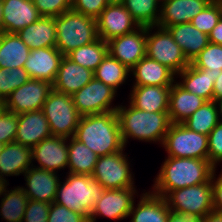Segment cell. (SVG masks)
Listing matches in <instances>:
<instances>
[{"label":"cell","mask_w":222,"mask_h":222,"mask_svg":"<svg viewBox=\"0 0 222 222\" xmlns=\"http://www.w3.org/2000/svg\"><path fill=\"white\" fill-rule=\"evenodd\" d=\"M134 205L128 215H133L131 222H167L171 211L166 199L152 191L143 193L136 208Z\"/></svg>","instance_id":"4316f807"},{"label":"cell","mask_w":222,"mask_h":222,"mask_svg":"<svg viewBox=\"0 0 222 222\" xmlns=\"http://www.w3.org/2000/svg\"><path fill=\"white\" fill-rule=\"evenodd\" d=\"M168 207L175 213H195L201 218L213 211L211 179L199 185L170 191L165 197Z\"/></svg>","instance_id":"9c48e42d"},{"label":"cell","mask_w":222,"mask_h":222,"mask_svg":"<svg viewBox=\"0 0 222 222\" xmlns=\"http://www.w3.org/2000/svg\"><path fill=\"white\" fill-rule=\"evenodd\" d=\"M182 82H177L185 90L202 97L206 101H213L214 82L218 78L209 69H198L189 64L177 76Z\"/></svg>","instance_id":"f546056e"},{"label":"cell","mask_w":222,"mask_h":222,"mask_svg":"<svg viewBox=\"0 0 222 222\" xmlns=\"http://www.w3.org/2000/svg\"><path fill=\"white\" fill-rule=\"evenodd\" d=\"M31 166V148L17 142L4 145L0 154V177L19 176L24 174Z\"/></svg>","instance_id":"484cf974"},{"label":"cell","mask_w":222,"mask_h":222,"mask_svg":"<svg viewBox=\"0 0 222 222\" xmlns=\"http://www.w3.org/2000/svg\"><path fill=\"white\" fill-rule=\"evenodd\" d=\"M53 86L45 80L30 79L14 90L5 100L6 110L18 115L42 110Z\"/></svg>","instance_id":"7c38bea8"},{"label":"cell","mask_w":222,"mask_h":222,"mask_svg":"<svg viewBox=\"0 0 222 222\" xmlns=\"http://www.w3.org/2000/svg\"><path fill=\"white\" fill-rule=\"evenodd\" d=\"M17 34L30 50L55 47V17H40Z\"/></svg>","instance_id":"83f0119b"},{"label":"cell","mask_w":222,"mask_h":222,"mask_svg":"<svg viewBox=\"0 0 222 222\" xmlns=\"http://www.w3.org/2000/svg\"><path fill=\"white\" fill-rule=\"evenodd\" d=\"M50 136H52V133L49 123L42 110L18 114L15 142L32 149Z\"/></svg>","instance_id":"ffe728a7"},{"label":"cell","mask_w":222,"mask_h":222,"mask_svg":"<svg viewBox=\"0 0 222 222\" xmlns=\"http://www.w3.org/2000/svg\"><path fill=\"white\" fill-rule=\"evenodd\" d=\"M215 171L216 169L214 168L211 176L213 211L222 214V172L218 178H216Z\"/></svg>","instance_id":"7dc6e473"},{"label":"cell","mask_w":222,"mask_h":222,"mask_svg":"<svg viewBox=\"0 0 222 222\" xmlns=\"http://www.w3.org/2000/svg\"><path fill=\"white\" fill-rule=\"evenodd\" d=\"M190 64L198 69H209L210 73L219 76L222 71V45L209 42Z\"/></svg>","instance_id":"74e56055"},{"label":"cell","mask_w":222,"mask_h":222,"mask_svg":"<svg viewBox=\"0 0 222 222\" xmlns=\"http://www.w3.org/2000/svg\"><path fill=\"white\" fill-rule=\"evenodd\" d=\"M167 29L190 63L209 43V36L190 22L170 26Z\"/></svg>","instance_id":"f1b7e54d"},{"label":"cell","mask_w":222,"mask_h":222,"mask_svg":"<svg viewBox=\"0 0 222 222\" xmlns=\"http://www.w3.org/2000/svg\"><path fill=\"white\" fill-rule=\"evenodd\" d=\"M222 17V7L218 3H209L192 20L191 24L201 32L209 35Z\"/></svg>","instance_id":"ab89813d"},{"label":"cell","mask_w":222,"mask_h":222,"mask_svg":"<svg viewBox=\"0 0 222 222\" xmlns=\"http://www.w3.org/2000/svg\"><path fill=\"white\" fill-rule=\"evenodd\" d=\"M18 126V115L5 110L0 115V143L6 145L15 141Z\"/></svg>","instance_id":"7bdbcfd3"},{"label":"cell","mask_w":222,"mask_h":222,"mask_svg":"<svg viewBox=\"0 0 222 222\" xmlns=\"http://www.w3.org/2000/svg\"><path fill=\"white\" fill-rule=\"evenodd\" d=\"M30 80L27 71L21 68H0V99L7 97L17 88Z\"/></svg>","instance_id":"f35d334b"},{"label":"cell","mask_w":222,"mask_h":222,"mask_svg":"<svg viewBox=\"0 0 222 222\" xmlns=\"http://www.w3.org/2000/svg\"><path fill=\"white\" fill-rule=\"evenodd\" d=\"M210 3H218L221 4L222 0H209Z\"/></svg>","instance_id":"680465c9"},{"label":"cell","mask_w":222,"mask_h":222,"mask_svg":"<svg viewBox=\"0 0 222 222\" xmlns=\"http://www.w3.org/2000/svg\"><path fill=\"white\" fill-rule=\"evenodd\" d=\"M135 77L133 87L172 86L176 76L169 68L144 56L131 70Z\"/></svg>","instance_id":"603a6c76"},{"label":"cell","mask_w":222,"mask_h":222,"mask_svg":"<svg viewBox=\"0 0 222 222\" xmlns=\"http://www.w3.org/2000/svg\"><path fill=\"white\" fill-rule=\"evenodd\" d=\"M96 21L98 37L106 42L140 27L122 3L108 4Z\"/></svg>","instance_id":"9a60e30c"},{"label":"cell","mask_w":222,"mask_h":222,"mask_svg":"<svg viewBox=\"0 0 222 222\" xmlns=\"http://www.w3.org/2000/svg\"><path fill=\"white\" fill-rule=\"evenodd\" d=\"M217 110H218V117H219V123H222V99L215 101ZM221 117V119H220Z\"/></svg>","instance_id":"f5cc1de1"},{"label":"cell","mask_w":222,"mask_h":222,"mask_svg":"<svg viewBox=\"0 0 222 222\" xmlns=\"http://www.w3.org/2000/svg\"><path fill=\"white\" fill-rule=\"evenodd\" d=\"M51 203L28 200L22 222H47Z\"/></svg>","instance_id":"f6af8a7d"},{"label":"cell","mask_w":222,"mask_h":222,"mask_svg":"<svg viewBox=\"0 0 222 222\" xmlns=\"http://www.w3.org/2000/svg\"><path fill=\"white\" fill-rule=\"evenodd\" d=\"M40 17L33 0H2L4 32L18 33Z\"/></svg>","instance_id":"44dd1931"},{"label":"cell","mask_w":222,"mask_h":222,"mask_svg":"<svg viewBox=\"0 0 222 222\" xmlns=\"http://www.w3.org/2000/svg\"><path fill=\"white\" fill-rule=\"evenodd\" d=\"M41 17H57L72 9V0H33Z\"/></svg>","instance_id":"60d3db41"},{"label":"cell","mask_w":222,"mask_h":222,"mask_svg":"<svg viewBox=\"0 0 222 222\" xmlns=\"http://www.w3.org/2000/svg\"><path fill=\"white\" fill-rule=\"evenodd\" d=\"M94 78L93 72L63 56L59 65L53 89L73 95Z\"/></svg>","instance_id":"7402d4cb"},{"label":"cell","mask_w":222,"mask_h":222,"mask_svg":"<svg viewBox=\"0 0 222 222\" xmlns=\"http://www.w3.org/2000/svg\"><path fill=\"white\" fill-rule=\"evenodd\" d=\"M47 222H89L88 215L69 210L63 205L51 203Z\"/></svg>","instance_id":"b9f144b4"},{"label":"cell","mask_w":222,"mask_h":222,"mask_svg":"<svg viewBox=\"0 0 222 222\" xmlns=\"http://www.w3.org/2000/svg\"><path fill=\"white\" fill-rule=\"evenodd\" d=\"M162 146L168 157L208 159V136L189 130L182 123H172Z\"/></svg>","instance_id":"ba28073f"},{"label":"cell","mask_w":222,"mask_h":222,"mask_svg":"<svg viewBox=\"0 0 222 222\" xmlns=\"http://www.w3.org/2000/svg\"><path fill=\"white\" fill-rule=\"evenodd\" d=\"M68 140L69 173L92 175L98 159L97 154L74 137L68 138Z\"/></svg>","instance_id":"1f68e13d"},{"label":"cell","mask_w":222,"mask_h":222,"mask_svg":"<svg viewBox=\"0 0 222 222\" xmlns=\"http://www.w3.org/2000/svg\"><path fill=\"white\" fill-rule=\"evenodd\" d=\"M137 191L135 187L125 189H105L100 200L96 201L89 214V222L97 217L123 220L128 217L134 204Z\"/></svg>","instance_id":"4fadbf2b"},{"label":"cell","mask_w":222,"mask_h":222,"mask_svg":"<svg viewBox=\"0 0 222 222\" xmlns=\"http://www.w3.org/2000/svg\"><path fill=\"white\" fill-rule=\"evenodd\" d=\"M108 4H120L123 0H106Z\"/></svg>","instance_id":"6f0895ef"},{"label":"cell","mask_w":222,"mask_h":222,"mask_svg":"<svg viewBox=\"0 0 222 222\" xmlns=\"http://www.w3.org/2000/svg\"><path fill=\"white\" fill-rule=\"evenodd\" d=\"M208 161L215 168L222 161V123H218L208 135Z\"/></svg>","instance_id":"ee69618b"},{"label":"cell","mask_w":222,"mask_h":222,"mask_svg":"<svg viewBox=\"0 0 222 222\" xmlns=\"http://www.w3.org/2000/svg\"><path fill=\"white\" fill-rule=\"evenodd\" d=\"M206 102L174 82L170 88L168 115L171 123H183Z\"/></svg>","instance_id":"d4e9b609"},{"label":"cell","mask_w":222,"mask_h":222,"mask_svg":"<svg viewBox=\"0 0 222 222\" xmlns=\"http://www.w3.org/2000/svg\"><path fill=\"white\" fill-rule=\"evenodd\" d=\"M208 36L209 42L222 45V17Z\"/></svg>","instance_id":"681fc988"},{"label":"cell","mask_w":222,"mask_h":222,"mask_svg":"<svg viewBox=\"0 0 222 222\" xmlns=\"http://www.w3.org/2000/svg\"><path fill=\"white\" fill-rule=\"evenodd\" d=\"M104 190L91 175L68 173L66 180L59 182L54 202L89 216L95 202L102 198Z\"/></svg>","instance_id":"5b68a950"},{"label":"cell","mask_w":222,"mask_h":222,"mask_svg":"<svg viewBox=\"0 0 222 222\" xmlns=\"http://www.w3.org/2000/svg\"><path fill=\"white\" fill-rule=\"evenodd\" d=\"M6 189L0 202V216L6 222H22L29 197L20 186L10 191Z\"/></svg>","instance_id":"d6a6232c"},{"label":"cell","mask_w":222,"mask_h":222,"mask_svg":"<svg viewBox=\"0 0 222 222\" xmlns=\"http://www.w3.org/2000/svg\"><path fill=\"white\" fill-rule=\"evenodd\" d=\"M117 91L93 78L72 95L75 108L81 116L116 112L118 106H111Z\"/></svg>","instance_id":"8fae6325"},{"label":"cell","mask_w":222,"mask_h":222,"mask_svg":"<svg viewBox=\"0 0 222 222\" xmlns=\"http://www.w3.org/2000/svg\"><path fill=\"white\" fill-rule=\"evenodd\" d=\"M9 185L7 180H4L3 178L0 177V196L3 195L5 188Z\"/></svg>","instance_id":"db71d44e"},{"label":"cell","mask_w":222,"mask_h":222,"mask_svg":"<svg viewBox=\"0 0 222 222\" xmlns=\"http://www.w3.org/2000/svg\"><path fill=\"white\" fill-rule=\"evenodd\" d=\"M56 48L66 56L72 50L96 41L98 37L95 18L72 9L55 17Z\"/></svg>","instance_id":"277c9868"},{"label":"cell","mask_w":222,"mask_h":222,"mask_svg":"<svg viewBox=\"0 0 222 222\" xmlns=\"http://www.w3.org/2000/svg\"><path fill=\"white\" fill-rule=\"evenodd\" d=\"M147 26L109 40L108 53L131 70L146 56Z\"/></svg>","instance_id":"5bb4252c"},{"label":"cell","mask_w":222,"mask_h":222,"mask_svg":"<svg viewBox=\"0 0 222 222\" xmlns=\"http://www.w3.org/2000/svg\"><path fill=\"white\" fill-rule=\"evenodd\" d=\"M24 193L30 200L52 203L55 201L60 179L55 172L31 166L25 173Z\"/></svg>","instance_id":"ac0fdd59"},{"label":"cell","mask_w":222,"mask_h":222,"mask_svg":"<svg viewBox=\"0 0 222 222\" xmlns=\"http://www.w3.org/2000/svg\"><path fill=\"white\" fill-rule=\"evenodd\" d=\"M74 138L98 157L124 150L116 112L81 116Z\"/></svg>","instance_id":"7a4b0ae2"},{"label":"cell","mask_w":222,"mask_h":222,"mask_svg":"<svg viewBox=\"0 0 222 222\" xmlns=\"http://www.w3.org/2000/svg\"><path fill=\"white\" fill-rule=\"evenodd\" d=\"M157 1L160 2V4H161V3H163V2L166 1V0H157Z\"/></svg>","instance_id":"94428289"},{"label":"cell","mask_w":222,"mask_h":222,"mask_svg":"<svg viewBox=\"0 0 222 222\" xmlns=\"http://www.w3.org/2000/svg\"><path fill=\"white\" fill-rule=\"evenodd\" d=\"M116 114L119 121L121 136L126 147L128 138L144 142H164L167 131L172 124L168 112H147L118 105Z\"/></svg>","instance_id":"3957f363"},{"label":"cell","mask_w":222,"mask_h":222,"mask_svg":"<svg viewBox=\"0 0 222 222\" xmlns=\"http://www.w3.org/2000/svg\"><path fill=\"white\" fill-rule=\"evenodd\" d=\"M209 3V0H166L160 4L157 26L167 29L177 24L189 23Z\"/></svg>","instance_id":"d6986e66"},{"label":"cell","mask_w":222,"mask_h":222,"mask_svg":"<svg viewBox=\"0 0 222 222\" xmlns=\"http://www.w3.org/2000/svg\"><path fill=\"white\" fill-rule=\"evenodd\" d=\"M68 138L50 136L31 149L32 161H37L36 168L57 173L68 167ZM57 170V171H56Z\"/></svg>","instance_id":"2e32d148"},{"label":"cell","mask_w":222,"mask_h":222,"mask_svg":"<svg viewBox=\"0 0 222 222\" xmlns=\"http://www.w3.org/2000/svg\"><path fill=\"white\" fill-rule=\"evenodd\" d=\"M171 86L132 87L130 104L147 112H168Z\"/></svg>","instance_id":"cb8c5ba5"},{"label":"cell","mask_w":222,"mask_h":222,"mask_svg":"<svg viewBox=\"0 0 222 222\" xmlns=\"http://www.w3.org/2000/svg\"><path fill=\"white\" fill-rule=\"evenodd\" d=\"M201 222H222V214L212 211L201 218Z\"/></svg>","instance_id":"816d5d0a"},{"label":"cell","mask_w":222,"mask_h":222,"mask_svg":"<svg viewBox=\"0 0 222 222\" xmlns=\"http://www.w3.org/2000/svg\"><path fill=\"white\" fill-rule=\"evenodd\" d=\"M167 222H201V217L195 213H175L170 211Z\"/></svg>","instance_id":"c3c4849f"},{"label":"cell","mask_w":222,"mask_h":222,"mask_svg":"<svg viewBox=\"0 0 222 222\" xmlns=\"http://www.w3.org/2000/svg\"><path fill=\"white\" fill-rule=\"evenodd\" d=\"M63 56L56 47L30 50L23 68L30 79L45 80L53 84Z\"/></svg>","instance_id":"e0dca14e"},{"label":"cell","mask_w":222,"mask_h":222,"mask_svg":"<svg viewBox=\"0 0 222 222\" xmlns=\"http://www.w3.org/2000/svg\"><path fill=\"white\" fill-rule=\"evenodd\" d=\"M219 123L218 110L215 101H206L182 124L189 130L208 136Z\"/></svg>","instance_id":"d590c367"},{"label":"cell","mask_w":222,"mask_h":222,"mask_svg":"<svg viewBox=\"0 0 222 222\" xmlns=\"http://www.w3.org/2000/svg\"><path fill=\"white\" fill-rule=\"evenodd\" d=\"M3 148H4V144L0 143V154H1L2 150H3Z\"/></svg>","instance_id":"91938a15"},{"label":"cell","mask_w":222,"mask_h":222,"mask_svg":"<svg viewBox=\"0 0 222 222\" xmlns=\"http://www.w3.org/2000/svg\"><path fill=\"white\" fill-rule=\"evenodd\" d=\"M222 99V71L221 74L218 76L216 81L214 82V89H213V100H220Z\"/></svg>","instance_id":"f907efd6"},{"label":"cell","mask_w":222,"mask_h":222,"mask_svg":"<svg viewBox=\"0 0 222 222\" xmlns=\"http://www.w3.org/2000/svg\"><path fill=\"white\" fill-rule=\"evenodd\" d=\"M29 54L30 48L17 33L4 32L0 35V68H21Z\"/></svg>","instance_id":"4dcf8cb0"},{"label":"cell","mask_w":222,"mask_h":222,"mask_svg":"<svg viewBox=\"0 0 222 222\" xmlns=\"http://www.w3.org/2000/svg\"><path fill=\"white\" fill-rule=\"evenodd\" d=\"M130 163L123 150L98 157L91 175L104 189H125L134 187Z\"/></svg>","instance_id":"30bf717a"},{"label":"cell","mask_w":222,"mask_h":222,"mask_svg":"<svg viewBox=\"0 0 222 222\" xmlns=\"http://www.w3.org/2000/svg\"><path fill=\"white\" fill-rule=\"evenodd\" d=\"M122 4L139 26H157L160 16L157 0H123Z\"/></svg>","instance_id":"8d00e7d4"},{"label":"cell","mask_w":222,"mask_h":222,"mask_svg":"<svg viewBox=\"0 0 222 222\" xmlns=\"http://www.w3.org/2000/svg\"><path fill=\"white\" fill-rule=\"evenodd\" d=\"M154 28L157 31L152 33ZM146 56L166 66L175 75L190 64L169 30L158 26L147 27Z\"/></svg>","instance_id":"52a82bcc"},{"label":"cell","mask_w":222,"mask_h":222,"mask_svg":"<svg viewBox=\"0 0 222 222\" xmlns=\"http://www.w3.org/2000/svg\"><path fill=\"white\" fill-rule=\"evenodd\" d=\"M52 136L74 137L81 115L75 108L72 95L52 89L42 107Z\"/></svg>","instance_id":"8992f818"},{"label":"cell","mask_w":222,"mask_h":222,"mask_svg":"<svg viewBox=\"0 0 222 222\" xmlns=\"http://www.w3.org/2000/svg\"><path fill=\"white\" fill-rule=\"evenodd\" d=\"M6 110L5 100L0 99V115Z\"/></svg>","instance_id":"9f6ffc18"},{"label":"cell","mask_w":222,"mask_h":222,"mask_svg":"<svg viewBox=\"0 0 222 222\" xmlns=\"http://www.w3.org/2000/svg\"><path fill=\"white\" fill-rule=\"evenodd\" d=\"M129 73L130 70L125 65L108 53L93 72V75L95 79L117 91L118 87L123 85L128 76L131 75Z\"/></svg>","instance_id":"e575fe53"},{"label":"cell","mask_w":222,"mask_h":222,"mask_svg":"<svg viewBox=\"0 0 222 222\" xmlns=\"http://www.w3.org/2000/svg\"><path fill=\"white\" fill-rule=\"evenodd\" d=\"M214 168L208 159L166 157L152 192L165 197L170 191L208 182Z\"/></svg>","instance_id":"6da1fadb"},{"label":"cell","mask_w":222,"mask_h":222,"mask_svg":"<svg viewBox=\"0 0 222 222\" xmlns=\"http://www.w3.org/2000/svg\"><path fill=\"white\" fill-rule=\"evenodd\" d=\"M108 5L106 0H72V10L97 18Z\"/></svg>","instance_id":"bcb514c9"},{"label":"cell","mask_w":222,"mask_h":222,"mask_svg":"<svg viewBox=\"0 0 222 222\" xmlns=\"http://www.w3.org/2000/svg\"><path fill=\"white\" fill-rule=\"evenodd\" d=\"M4 33L3 19H2V0H0V35Z\"/></svg>","instance_id":"11a10c76"},{"label":"cell","mask_w":222,"mask_h":222,"mask_svg":"<svg viewBox=\"0 0 222 222\" xmlns=\"http://www.w3.org/2000/svg\"><path fill=\"white\" fill-rule=\"evenodd\" d=\"M108 54V43L98 38L96 41L72 50L66 56L73 62L94 72Z\"/></svg>","instance_id":"836d02e7"}]
</instances>
